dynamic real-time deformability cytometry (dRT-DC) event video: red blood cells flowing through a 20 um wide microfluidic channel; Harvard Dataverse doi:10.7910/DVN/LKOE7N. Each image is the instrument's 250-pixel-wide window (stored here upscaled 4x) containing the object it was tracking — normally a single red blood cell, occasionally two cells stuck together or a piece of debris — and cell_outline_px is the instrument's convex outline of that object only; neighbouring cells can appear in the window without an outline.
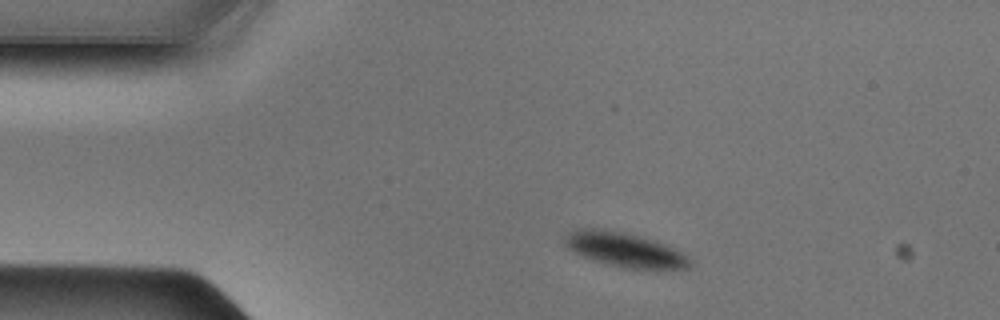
{"species": "Egyptian fruit bat (a non-hibernating species)", "species_latin": "Rousettus aegyptiacus", "temperature_condition": "cold", "stored_images_in_passage": 10, "camera_frame_rate_fps": 3000, "um_per_image_px": 0.085, "animal": {"sex": "male"}, "frame": {"image": 1, "passage_image": 1, "time_ms": 0.0, "image_size_px": [1000, 320], "cell_outline_px": [[692, 268], [668, 272], [656, 272], [624, 268], [592, 260], [568, 248], [564, 240], [564, 236], [576, 228], [596, 228], [620, 232], [652, 240], [664, 244], [688, 256], [692, 260]], "centroid_in_image_um": [53.22, 21.3], "position_along_channel_um": 31.8, "area_um2": 25.66}}
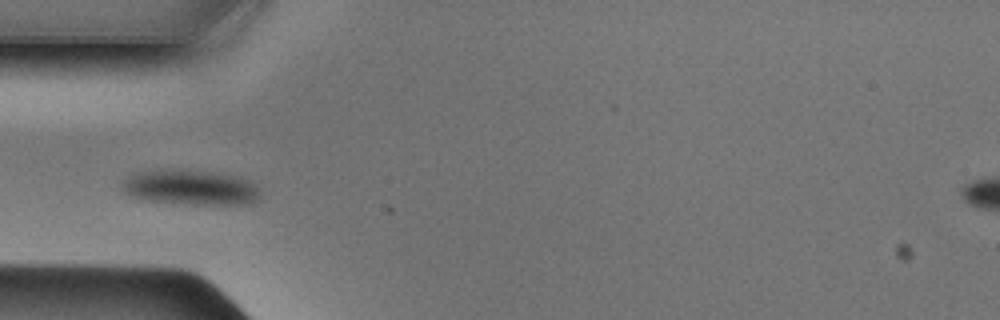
{"frame": {"image": 2, "passage_image": 7, "time_ms": 2.0, "image_size_px": [1000, 320], "cell_outline_px": [[260, 200], [244, 204], [188, 204], [140, 200], [120, 192], [120, 184], [132, 172], [156, 168], [180, 168], [212, 172], [240, 176], [256, 184], [260, 192]], "centroid_in_image_um": [16.1, 15.9], "position_along_channel_um": 68.9, "area_um2": 29.48}}